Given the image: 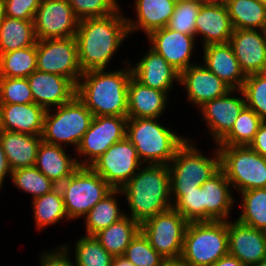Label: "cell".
<instances>
[{
    "instance_id": "cell-1",
    "label": "cell",
    "mask_w": 266,
    "mask_h": 266,
    "mask_svg": "<svg viewBox=\"0 0 266 266\" xmlns=\"http://www.w3.org/2000/svg\"><path fill=\"white\" fill-rule=\"evenodd\" d=\"M120 11L79 21L75 39L82 72L105 69L129 35L127 18Z\"/></svg>"
},
{
    "instance_id": "cell-2",
    "label": "cell",
    "mask_w": 266,
    "mask_h": 266,
    "mask_svg": "<svg viewBox=\"0 0 266 266\" xmlns=\"http://www.w3.org/2000/svg\"><path fill=\"white\" fill-rule=\"evenodd\" d=\"M125 69L83 72L76 85V96L94 116H127L128 82L132 76L130 64Z\"/></svg>"
},
{
    "instance_id": "cell-3",
    "label": "cell",
    "mask_w": 266,
    "mask_h": 266,
    "mask_svg": "<svg viewBox=\"0 0 266 266\" xmlns=\"http://www.w3.org/2000/svg\"><path fill=\"white\" fill-rule=\"evenodd\" d=\"M130 209V218L140 224L172 208L168 165L146 164L120 189Z\"/></svg>"
},
{
    "instance_id": "cell-4",
    "label": "cell",
    "mask_w": 266,
    "mask_h": 266,
    "mask_svg": "<svg viewBox=\"0 0 266 266\" xmlns=\"http://www.w3.org/2000/svg\"><path fill=\"white\" fill-rule=\"evenodd\" d=\"M158 118H128L126 137L142 163L168 165L187 138L158 123Z\"/></svg>"
},
{
    "instance_id": "cell-5",
    "label": "cell",
    "mask_w": 266,
    "mask_h": 266,
    "mask_svg": "<svg viewBox=\"0 0 266 266\" xmlns=\"http://www.w3.org/2000/svg\"><path fill=\"white\" fill-rule=\"evenodd\" d=\"M229 254L227 221L189 222L181 258L196 266H212Z\"/></svg>"
},
{
    "instance_id": "cell-6",
    "label": "cell",
    "mask_w": 266,
    "mask_h": 266,
    "mask_svg": "<svg viewBox=\"0 0 266 266\" xmlns=\"http://www.w3.org/2000/svg\"><path fill=\"white\" fill-rule=\"evenodd\" d=\"M55 111L46 110L42 141L58 146L73 145L76 150L94 115L76 95Z\"/></svg>"
},
{
    "instance_id": "cell-7",
    "label": "cell",
    "mask_w": 266,
    "mask_h": 266,
    "mask_svg": "<svg viewBox=\"0 0 266 266\" xmlns=\"http://www.w3.org/2000/svg\"><path fill=\"white\" fill-rule=\"evenodd\" d=\"M220 168L239 193L266 188V157L249 146H217Z\"/></svg>"
},
{
    "instance_id": "cell-8",
    "label": "cell",
    "mask_w": 266,
    "mask_h": 266,
    "mask_svg": "<svg viewBox=\"0 0 266 266\" xmlns=\"http://www.w3.org/2000/svg\"><path fill=\"white\" fill-rule=\"evenodd\" d=\"M192 141H187L177 150L168 164L170 191L195 190L220 169L218 148L214 157H205Z\"/></svg>"
},
{
    "instance_id": "cell-9",
    "label": "cell",
    "mask_w": 266,
    "mask_h": 266,
    "mask_svg": "<svg viewBox=\"0 0 266 266\" xmlns=\"http://www.w3.org/2000/svg\"><path fill=\"white\" fill-rule=\"evenodd\" d=\"M58 187L62 191L65 210L70 221L85 217L113 189L90 166H79Z\"/></svg>"
},
{
    "instance_id": "cell-10",
    "label": "cell",
    "mask_w": 266,
    "mask_h": 266,
    "mask_svg": "<svg viewBox=\"0 0 266 266\" xmlns=\"http://www.w3.org/2000/svg\"><path fill=\"white\" fill-rule=\"evenodd\" d=\"M188 224L178 211L170 208L143 221L140 230L152 248L167 261L181 257Z\"/></svg>"
},
{
    "instance_id": "cell-11",
    "label": "cell",
    "mask_w": 266,
    "mask_h": 266,
    "mask_svg": "<svg viewBox=\"0 0 266 266\" xmlns=\"http://www.w3.org/2000/svg\"><path fill=\"white\" fill-rule=\"evenodd\" d=\"M128 116H94L89 129L83 135L77 151L83 162L79 166H90L106 150L126 137Z\"/></svg>"
},
{
    "instance_id": "cell-12",
    "label": "cell",
    "mask_w": 266,
    "mask_h": 266,
    "mask_svg": "<svg viewBox=\"0 0 266 266\" xmlns=\"http://www.w3.org/2000/svg\"><path fill=\"white\" fill-rule=\"evenodd\" d=\"M141 165L135 146L125 137L111 145L90 167L113 189H121Z\"/></svg>"
},
{
    "instance_id": "cell-13",
    "label": "cell",
    "mask_w": 266,
    "mask_h": 266,
    "mask_svg": "<svg viewBox=\"0 0 266 266\" xmlns=\"http://www.w3.org/2000/svg\"><path fill=\"white\" fill-rule=\"evenodd\" d=\"M37 70L69 78L77 85L83 72L78 61L75 36L37 40Z\"/></svg>"
},
{
    "instance_id": "cell-14",
    "label": "cell",
    "mask_w": 266,
    "mask_h": 266,
    "mask_svg": "<svg viewBox=\"0 0 266 266\" xmlns=\"http://www.w3.org/2000/svg\"><path fill=\"white\" fill-rule=\"evenodd\" d=\"M78 23L68 0H41L34 17L37 40L73 37Z\"/></svg>"
},
{
    "instance_id": "cell-15",
    "label": "cell",
    "mask_w": 266,
    "mask_h": 266,
    "mask_svg": "<svg viewBox=\"0 0 266 266\" xmlns=\"http://www.w3.org/2000/svg\"><path fill=\"white\" fill-rule=\"evenodd\" d=\"M240 92L241 97H233L231 93ZM246 106L241 89H231L224 96L205 102L198 110L204 117L216 145L230 132L240 112Z\"/></svg>"
},
{
    "instance_id": "cell-16",
    "label": "cell",
    "mask_w": 266,
    "mask_h": 266,
    "mask_svg": "<svg viewBox=\"0 0 266 266\" xmlns=\"http://www.w3.org/2000/svg\"><path fill=\"white\" fill-rule=\"evenodd\" d=\"M229 44L246 76L266 72V30L234 29Z\"/></svg>"
},
{
    "instance_id": "cell-17",
    "label": "cell",
    "mask_w": 266,
    "mask_h": 266,
    "mask_svg": "<svg viewBox=\"0 0 266 266\" xmlns=\"http://www.w3.org/2000/svg\"><path fill=\"white\" fill-rule=\"evenodd\" d=\"M227 230L230 255L245 266H253L266 259V231L229 219Z\"/></svg>"
},
{
    "instance_id": "cell-18",
    "label": "cell",
    "mask_w": 266,
    "mask_h": 266,
    "mask_svg": "<svg viewBox=\"0 0 266 266\" xmlns=\"http://www.w3.org/2000/svg\"><path fill=\"white\" fill-rule=\"evenodd\" d=\"M147 37L151 48L179 73L193 65L191 56L196 46V37L171 30L167 26L152 31Z\"/></svg>"
},
{
    "instance_id": "cell-19",
    "label": "cell",
    "mask_w": 266,
    "mask_h": 266,
    "mask_svg": "<svg viewBox=\"0 0 266 266\" xmlns=\"http://www.w3.org/2000/svg\"><path fill=\"white\" fill-rule=\"evenodd\" d=\"M34 103L51 110L69 102L76 95V85L58 74L36 70L27 77Z\"/></svg>"
},
{
    "instance_id": "cell-20",
    "label": "cell",
    "mask_w": 266,
    "mask_h": 266,
    "mask_svg": "<svg viewBox=\"0 0 266 266\" xmlns=\"http://www.w3.org/2000/svg\"><path fill=\"white\" fill-rule=\"evenodd\" d=\"M179 84L185 86L187 99L201 107L205 102L224 96L231 88L203 64H194L180 73Z\"/></svg>"
},
{
    "instance_id": "cell-21",
    "label": "cell",
    "mask_w": 266,
    "mask_h": 266,
    "mask_svg": "<svg viewBox=\"0 0 266 266\" xmlns=\"http://www.w3.org/2000/svg\"><path fill=\"white\" fill-rule=\"evenodd\" d=\"M132 69V76L144 86L168 91L180 78V73L173 68L159 53L151 47Z\"/></svg>"
},
{
    "instance_id": "cell-22",
    "label": "cell",
    "mask_w": 266,
    "mask_h": 266,
    "mask_svg": "<svg viewBox=\"0 0 266 266\" xmlns=\"http://www.w3.org/2000/svg\"><path fill=\"white\" fill-rule=\"evenodd\" d=\"M204 66L217 75L231 89H242L246 75L228 43L203 46Z\"/></svg>"
},
{
    "instance_id": "cell-23",
    "label": "cell",
    "mask_w": 266,
    "mask_h": 266,
    "mask_svg": "<svg viewBox=\"0 0 266 266\" xmlns=\"http://www.w3.org/2000/svg\"><path fill=\"white\" fill-rule=\"evenodd\" d=\"M204 198V221H228L235 202L231 184L220 168L207 181L202 183Z\"/></svg>"
},
{
    "instance_id": "cell-24",
    "label": "cell",
    "mask_w": 266,
    "mask_h": 266,
    "mask_svg": "<svg viewBox=\"0 0 266 266\" xmlns=\"http://www.w3.org/2000/svg\"><path fill=\"white\" fill-rule=\"evenodd\" d=\"M195 27L196 35L203 37L202 46L228 43L234 30L226 5L202 4Z\"/></svg>"
},
{
    "instance_id": "cell-25",
    "label": "cell",
    "mask_w": 266,
    "mask_h": 266,
    "mask_svg": "<svg viewBox=\"0 0 266 266\" xmlns=\"http://www.w3.org/2000/svg\"><path fill=\"white\" fill-rule=\"evenodd\" d=\"M2 130L42 135L46 110L36 103L0 104Z\"/></svg>"
},
{
    "instance_id": "cell-26",
    "label": "cell",
    "mask_w": 266,
    "mask_h": 266,
    "mask_svg": "<svg viewBox=\"0 0 266 266\" xmlns=\"http://www.w3.org/2000/svg\"><path fill=\"white\" fill-rule=\"evenodd\" d=\"M168 94L144 86L131 76L128 82V118H158L164 112Z\"/></svg>"
},
{
    "instance_id": "cell-27",
    "label": "cell",
    "mask_w": 266,
    "mask_h": 266,
    "mask_svg": "<svg viewBox=\"0 0 266 266\" xmlns=\"http://www.w3.org/2000/svg\"><path fill=\"white\" fill-rule=\"evenodd\" d=\"M41 135L2 130L0 143L11 170L35 166Z\"/></svg>"
},
{
    "instance_id": "cell-28",
    "label": "cell",
    "mask_w": 266,
    "mask_h": 266,
    "mask_svg": "<svg viewBox=\"0 0 266 266\" xmlns=\"http://www.w3.org/2000/svg\"><path fill=\"white\" fill-rule=\"evenodd\" d=\"M177 0H135L136 20L127 18L129 35L142 30L148 36L152 31L166 27Z\"/></svg>"
},
{
    "instance_id": "cell-29",
    "label": "cell",
    "mask_w": 266,
    "mask_h": 266,
    "mask_svg": "<svg viewBox=\"0 0 266 266\" xmlns=\"http://www.w3.org/2000/svg\"><path fill=\"white\" fill-rule=\"evenodd\" d=\"M77 160L75 157H69L63 146L42 141L36 156L35 167L59 186L79 167Z\"/></svg>"
},
{
    "instance_id": "cell-30",
    "label": "cell",
    "mask_w": 266,
    "mask_h": 266,
    "mask_svg": "<svg viewBox=\"0 0 266 266\" xmlns=\"http://www.w3.org/2000/svg\"><path fill=\"white\" fill-rule=\"evenodd\" d=\"M139 231L140 223L125 214L122 219L100 230L94 237L114 257L125 253L126 248Z\"/></svg>"
},
{
    "instance_id": "cell-31",
    "label": "cell",
    "mask_w": 266,
    "mask_h": 266,
    "mask_svg": "<svg viewBox=\"0 0 266 266\" xmlns=\"http://www.w3.org/2000/svg\"><path fill=\"white\" fill-rule=\"evenodd\" d=\"M37 43L34 20L5 17L0 25V55Z\"/></svg>"
},
{
    "instance_id": "cell-32",
    "label": "cell",
    "mask_w": 266,
    "mask_h": 266,
    "mask_svg": "<svg viewBox=\"0 0 266 266\" xmlns=\"http://www.w3.org/2000/svg\"><path fill=\"white\" fill-rule=\"evenodd\" d=\"M234 29L266 30V5L260 0H227Z\"/></svg>"
},
{
    "instance_id": "cell-33",
    "label": "cell",
    "mask_w": 266,
    "mask_h": 266,
    "mask_svg": "<svg viewBox=\"0 0 266 266\" xmlns=\"http://www.w3.org/2000/svg\"><path fill=\"white\" fill-rule=\"evenodd\" d=\"M118 194H122L120 189H112L84 217L87 236H94L125 216L126 213L122 212L118 205Z\"/></svg>"
},
{
    "instance_id": "cell-34",
    "label": "cell",
    "mask_w": 266,
    "mask_h": 266,
    "mask_svg": "<svg viewBox=\"0 0 266 266\" xmlns=\"http://www.w3.org/2000/svg\"><path fill=\"white\" fill-rule=\"evenodd\" d=\"M34 220L37 229L69 219L65 210L63 194L57 186L51 192L32 200Z\"/></svg>"
},
{
    "instance_id": "cell-35",
    "label": "cell",
    "mask_w": 266,
    "mask_h": 266,
    "mask_svg": "<svg viewBox=\"0 0 266 266\" xmlns=\"http://www.w3.org/2000/svg\"><path fill=\"white\" fill-rule=\"evenodd\" d=\"M36 70V44L0 55V77L27 78Z\"/></svg>"
},
{
    "instance_id": "cell-36",
    "label": "cell",
    "mask_w": 266,
    "mask_h": 266,
    "mask_svg": "<svg viewBox=\"0 0 266 266\" xmlns=\"http://www.w3.org/2000/svg\"><path fill=\"white\" fill-rule=\"evenodd\" d=\"M240 213L237 221L240 223L266 231V188L241 192Z\"/></svg>"
},
{
    "instance_id": "cell-37",
    "label": "cell",
    "mask_w": 266,
    "mask_h": 266,
    "mask_svg": "<svg viewBox=\"0 0 266 266\" xmlns=\"http://www.w3.org/2000/svg\"><path fill=\"white\" fill-rule=\"evenodd\" d=\"M264 121L245 106L230 132L216 146H249Z\"/></svg>"
},
{
    "instance_id": "cell-38",
    "label": "cell",
    "mask_w": 266,
    "mask_h": 266,
    "mask_svg": "<svg viewBox=\"0 0 266 266\" xmlns=\"http://www.w3.org/2000/svg\"><path fill=\"white\" fill-rule=\"evenodd\" d=\"M10 178L18 189L32 194L33 199L43 196L57 187L35 166L15 169L11 172Z\"/></svg>"
},
{
    "instance_id": "cell-39",
    "label": "cell",
    "mask_w": 266,
    "mask_h": 266,
    "mask_svg": "<svg viewBox=\"0 0 266 266\" xmlns=\"http://www.w3.org/2000/svg\"><path fill=\"white\" fill-rule=\"evenodd\" d=\"M75 266H111L113 256L94 236H82L75 245Z\"/></svg>"
},
{
    "instance_id": "cell-40",
    "label": "cell",
    "mask_w": 266,
    "mask_h": 266,
    "mask_svg": "<svg viewBox=\"0 0 266 266\" xmlns=\"http://www.w3.org/2000/svg\"><path fill=\"white\" fill-rule=\"evenodd\" d=\"M171 199L175 200L172 202V208L188 222L204 221V198L201 186L191 191H171Z\"/></svg>"
},
{
    "instance_id": "cell-41",
    "label": "cell",
    "mask_w": 266,
    "mask_h": 266,
    "mask_svg": "<svg viewBox=\"0 0 266 266\" xmlns=\"http://www.w3.org/2000/svg\"><path fill=\"white\" fill-rule=\"evenodd\" d=\"M202 4V0H177L167 27L196 37L195 20Z\"/></svg>"
},
{
    "instance_id": "cell-42",
    "label": "cell",
    "mask_w": 266,
    "mask_h": 266,
    "mask_svg": "<svg viewBox=\"0 0 266 266\" xmlns=\"http://www.w3.org/2000/svg\"><path fill=\"white\" fill-rule=\"evenodd\" d=\"M134 266H165L166 260L155 251L140 230L123 254Z\"/></svg>"
},
{
    "instance_id": "cell-43",
    "label": "cell",
    "mask_w": 266,
    "mask_h": 266,
    "mask_svg": "<svg viewBox=\"0 0 266 266\" xmlns=\"http://www.w3.org/2000/svg\"><path fill=\"white\" fill-rule=\"evenodd\" d=\"M241 90L246 106L266 121V72L247 75Z\"/></svg>"
},
{
    "instance_id": "cell-44",
    "label": "cell",
    "mask_w": 266,
    "mask_h": 266,
    "mask_svg": "<svg viewBox=\"0 0 266 266\" xmlns=\"http://www.w3.org/2000/svg\"><path fill=\"white\" fill-rule=\"evenodd\" d=\"M34 103L27 78L0 77V104Z\"/></svg>"
},
{
    "instance_id": "cell-45",
    "label": "cell",
    "mask_w": 266,
    "mask_h": 266,
    "mask_svg": "<svg viewBox=\"0 0 266 266\" xmlns=\"http://www.w3.org/2000/svg\"><path fill=\"white\" fill-rule=\"evenodd\" d=\"M77 19L105 17L119 7L116 0H68Z\"/></svg>"
},
{
    "instance_id": "cell-46",
    "label": "cell",
    "mask_w": 266,
    "mask_h": 266,
    "mask_svg": "<svg viewBox=\"0 0 266 266\" xmlns=\"http://www.w3.org/2000/svg\"><path fill=\"white\" fill-rule=\"evenodd\" d=\"M6 16L23 20H34L41 0H4Z\"/></svg>"
},
{
    "instance_id": "cell-47",
    "label": "cell",
    "mask_w": 266,
    "mask_h": 266,
    "mask_svg": "<svg viewBox=\"0 0 266 266\" xmlns=\"http://www.w3.org/2000/svg\"><path fill=\"white\" fill-rule=\"evenodd\" d=\"M69 245H62L51 252H44L40 258V266H75L69 258Z\"/></svg>"
},
{
    "instance_id": "cell-48",
    "label": "cell",
    "mask_w": 266,
    "mask_h": 266,
    "mask_svg": "<svg viewBox=\"0 0 266 266\" xmlns=\"http://www.w3.org/2000/svg\"><path fill=\"white\" fill-rule=\"evenodd\" d=\"M249 147L263 157H266V121L260 125Z\"/></svg>"
},
{
    "instance_id": "cell-49",
    "label": "cell",
    "mask_w": 266,
    "mask_h": 266,
    "mask_svg": "<svg viewBox=\"0 0 266 266\" xmlns=\"http://www.w3.org/2000/svg\"><path fill=\"white\" fill-rule=\"evenodd\" d=\"M11 168L8 164L7 157L0 143V189L3 185L4 178L7 174L11 175Z\"/></svg>"
},
{
    "instance_id": "cell-50",
    "label": "cell",
    "mask_w": 266,
    "mask_h": 266,
    "mask_svg": "<svg viewBox=\"0 0 266 266\" xmlns=\"http://www.w3.org/2000/svg\"><path fill=\"white\" fill-rule=\"evenodd\" d=\"M212 266H245V265L241 261H239L236 257L227 254L222 258H220Z\"/></svg>"
},
{
    "instance_id": "cell-51",
    "label": "cell",
    "mask_w": 266,
    "mask_h": 266,
    "mask_svg": "<svg viewBox=\"0 0 266 266\" xmlns=\"http://www.w3.org/2000/svg\"><path fill=\"white\" fill-rule=\"evenodd\" d=\"M111 266H134V265L126 257L121 255L113 257Z\"/></svg>"
},
{
    "instance_id": "cell-52",
    "label": "cell",
    "mask_w": 266,
    "mask_h": 266,
    "mask_svg": "<svg viewBox=\"0 0 266 266\" xmlns=\"http://www.w3.org/2000/svg\"><path fill=\"white\" fill-rule=\"evenodd\" d=\"M165 266H196L194 264H191L185 260H183L181 257L176 259L167 260L165 263Z\"/></svg>"
},
{
    "instance_id": "cell-53",
    "label": "cell",
    "mask_w": 266,
    "mask_h": 266,
    "mask_svg": "<svg viewBox=\"0 0 266 266\" xmlns=\"http://www.w3.org/2000/svg\"><path fill=\"white\" fill-rule=\"evenodd\" d=\"M227 0H202L205 5H226Z\"/></svg>"
},
{
    "instance_id": "cell-54",
    "label": "cell",
    "mask_w": 266,
    "mask_h": 266,
    "mask_svg": "<svg viewBox=\"0 0 266 266\" xmlns=\"http://www.w3.org/2000/svg\"><path fill=\"white\" fill-rule=\"evenodd\" d=\"M5 17H6L5 1L4 0H0V25L3 22Z\"/></svg>"
},
{
    "instance_id": "cell-55",
    "label": "cell",
    "mask_w": 266,
    "mask_h": 266,
    "mask_svg": "<svg viewBox=\"0 0 266 266\" xmlns=\"http://www.w3.org/2000/svg\"><path fill=\"white\" fill-rule=\"evenodd\" d=\"M253 266H266V259H263L260 263Z\"/></svg>"
},
{
    "instance_id": "cell-56",
    "label": "cell",
    "mask_w": 266,
    "mask_h": 266,
    "mask_svg": "<svg viewBox=\"0 0 266 266\" xmlns=\"http://www.w3.org/2000/svg\"><path fill=\"white\" fill-rule=\"evenodd\" d=\"M2 131V126H1V110H0V132Z\"/></svg>"
},
{
    "instance_id": "cell-57",
    "label": "cell",
    "mask_w": 266,
    "mask_h": 266,
    "mask_svg": "<svg viewBox=\"0 0 266 266\" xmlns=\"http://www.w3.org/2000/svg\"><path fill=\"white\" fill-rule=\"evenodd\" d=\"M263 4L266 5V0H260Z\"/></svg>"
}]
</instances>
